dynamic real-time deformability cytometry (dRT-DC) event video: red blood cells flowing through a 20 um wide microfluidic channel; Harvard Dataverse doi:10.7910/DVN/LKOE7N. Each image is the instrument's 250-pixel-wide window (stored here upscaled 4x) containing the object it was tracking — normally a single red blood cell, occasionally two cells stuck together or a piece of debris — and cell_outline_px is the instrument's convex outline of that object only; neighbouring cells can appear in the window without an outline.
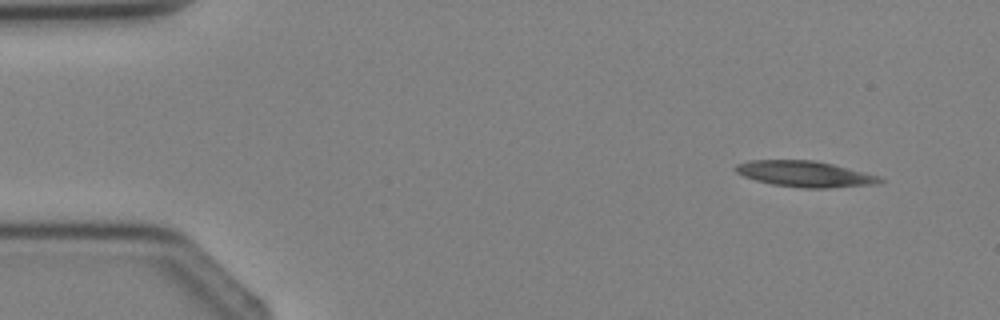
{"species": "Egyptian fruit bat (a non-hibernating species)", "species_latin": "Rousettus aegyptiacus", "temperature_condition": "cold", "stored_images_in_passage": 3, "camera_frame_rate_fps": 3000, "um_per_image_px": 0.085, "animal": {"sex": "female"}, "frame": {"image": 1, "passage_image": 1, "time_ms": 0.0, "image_size_px": [1000, 320], "cell_outline_px": [[884, 180], [880, 184], [832, 188], [804, 188], [772, 184], [756, 180], [744, 176], [736, 172], [736, 164], [752, 160], [812, 160], [832, 164], [880, 176]], "centroid_in_image_um": [68.47, 14.79], "position_along_channel_um": 16.5, "area_um2": 21.73}}